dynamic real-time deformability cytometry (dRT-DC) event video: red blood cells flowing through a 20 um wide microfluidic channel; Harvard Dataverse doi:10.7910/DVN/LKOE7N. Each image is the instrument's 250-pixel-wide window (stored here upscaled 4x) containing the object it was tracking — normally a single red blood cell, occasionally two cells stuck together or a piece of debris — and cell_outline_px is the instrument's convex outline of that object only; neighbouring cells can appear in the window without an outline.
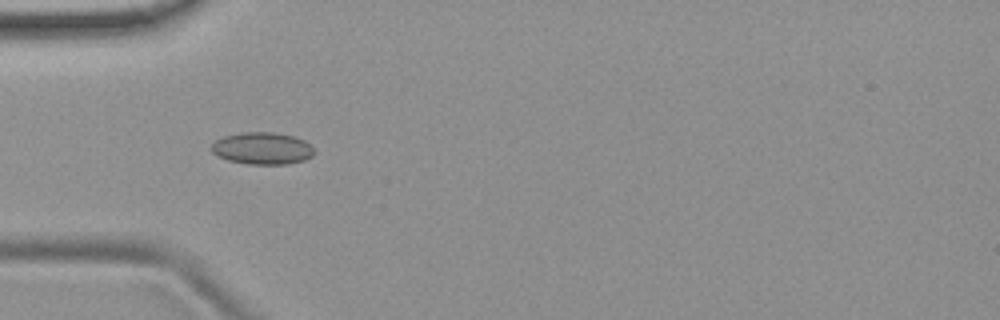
{"species": "common noctule bat (a hibernating species)", "species_latin": "Nyctalus noctula", "temperature_condition": "room temperature", "stored_images_in_passage": 6, "camera_frame_rate_fps": 3000, "um_per_image_px": 0.085, "animal": {"sex": "female", "body_mass_g": 19.9}, "frame": {"image": 1, "passage_image": 5, "time_ms": 4.667, "image_size_px": [1000, 320], "cell_outline_px": [[316, 152], [312, 156], [304, 160], [288, 164], [248, 164], [228, 160], [216, 156], [212, 152], [212, 144], [216, 140], [224, 136], [240, 132], [272, 132], [292, 136], [304, 140]], "centroid_in_image_um": [22.28, 12.61], "position_along_channel_um": 62.7, "area_um2": 19.19}}
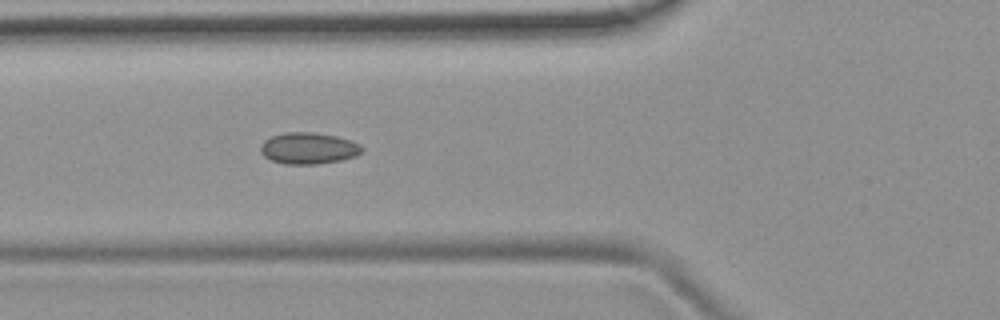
{"frame": {"image": 2, "passage_image": 6, "time_ms": 5.667, "image_size_px": [1000, 320], "cell_outline_px": [[364, 148], [356, 156], [340, 160], [316, 164], [284, 164], [272, 160], [264, 156], [260, 152], [260, 144], [264, 140], [272, 136], [284, 132], [312, 132], [336, 136], [360, 144]], "centroid_in_image_um": [26.19, 12.6], "position_along_channel_um": 99.6, "area_um2": 18.55}}